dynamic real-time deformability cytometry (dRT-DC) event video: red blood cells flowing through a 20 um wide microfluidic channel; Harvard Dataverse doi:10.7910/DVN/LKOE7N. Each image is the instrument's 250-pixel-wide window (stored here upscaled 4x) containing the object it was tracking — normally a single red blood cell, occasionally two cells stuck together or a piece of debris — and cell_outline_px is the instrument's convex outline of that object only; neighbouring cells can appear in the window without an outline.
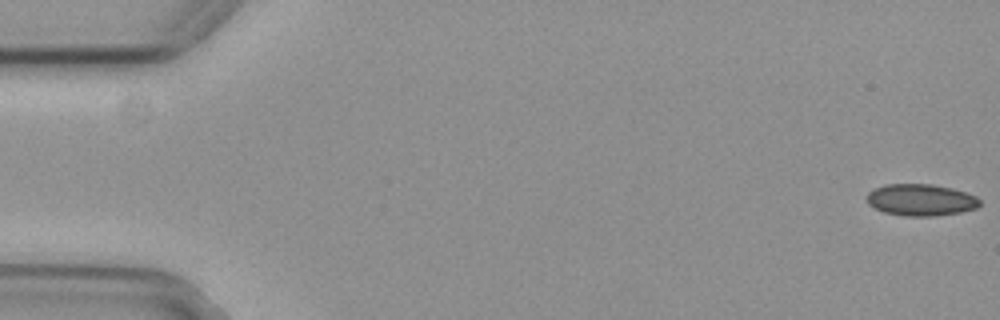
{"species": "common noctule bat (a hibernating species)", "species_latin": "Nyctalus noctula", "temperature_condition": "cold", "stored_images_in_passage": 54, "camera_frame_rate_fps": 3000, "um_per_image_px": 0.085, "animal": {"sex": "female", "body_mass_g": 29.2, "forearm_length_mm": 56.3}, "frame": {"image": 1, "passage_image": 1, "time_ms": 0.0, "image_size_px": [1000, 320], "cell_outline_px": [[980, 204], [976, 208], [960, 212], [932, 216], [904, 216], [884, 212], [868, 204], [868, 192], [872, 188], [884, 184], [932, 184], [952, 188], [976, 196], [980, 200]], "centroid_in_image_um": [78.25, 16.98], "position_along_channel_um": 6.7, "area_um2": 20.87}}
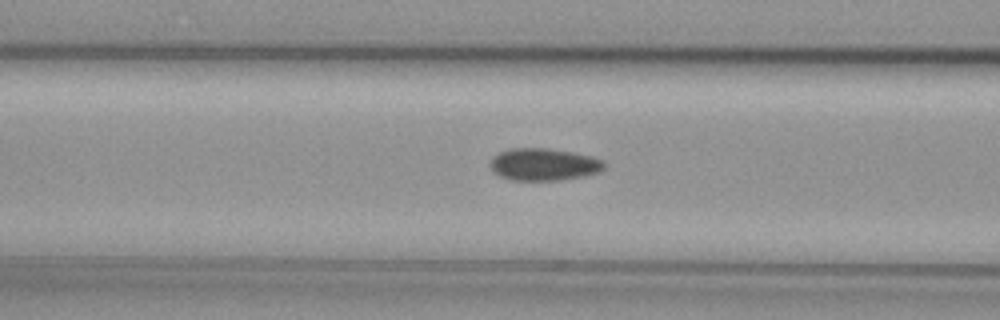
{"frame": {"image": 2, "passage_image": 22, "time_ms": 7.0, "image_size_px": [1000, 320], "cell_outline_px": [[608, 164], [600, 172], [584, 176], [556, 180], [512, 180], [500, 176], [492, 172], [492, 156], [508, 148], [544, 148], [572, 152], [592, 156], [604, 160]], "centroid_in_image_um": [46.26, 13.97], "position_along_channel_um": 120.3, "area_um2": 21.5}}
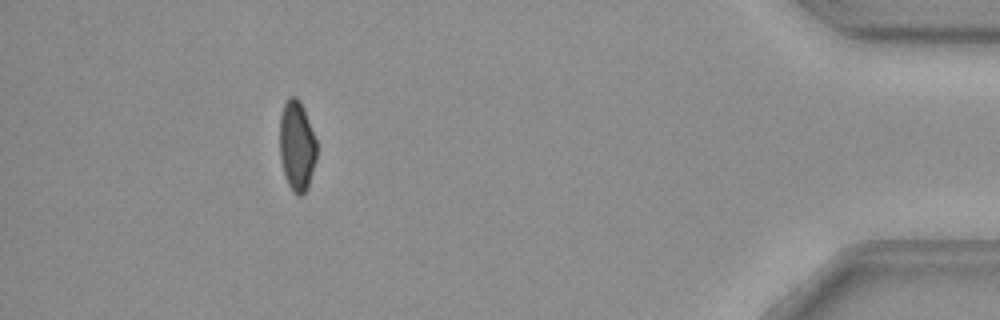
{"frame": {"image": 3, "passage_image": 50, "time_ms": 16.333, "image_size_px": [1000, 320], "cell_outline_px": [[316, 160], [308, 188], [300, 196], [296, 196], [292, 192], [288, 184], [280, 160], [280, 116], [284, 104], [288, 96], [296, 96], [300, 100], [304, 108], [316, 140]], "centroid_in_image_um": [25.23, 12.39], "position_along_channel_um": 410.0, "area_um2": 19.59}}